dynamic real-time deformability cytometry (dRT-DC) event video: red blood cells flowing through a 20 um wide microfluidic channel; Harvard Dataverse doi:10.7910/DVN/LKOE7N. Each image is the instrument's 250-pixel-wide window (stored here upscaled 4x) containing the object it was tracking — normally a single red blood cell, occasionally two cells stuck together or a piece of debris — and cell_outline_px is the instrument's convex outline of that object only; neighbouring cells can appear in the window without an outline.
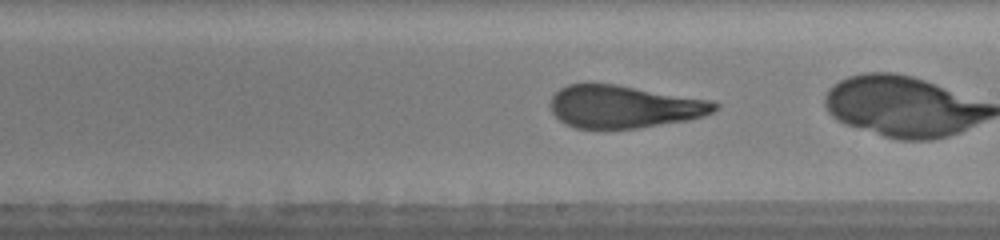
{"species": "human", "species_latin": "Homo sapiens", "temperature_condition": "warm", "stored_images_in_passage": 51, "camera_frame_rate_fps": 3000, "um_per_image_px": 0.085, "donor": {"sex": "male"}, "frame": {"image": 1, "passage_image": 38, "time_ms": 9.667, "image_size_px": [1000, 240], "cell_outline_px": [[720, 108], [704, 116], [688, 120], [636, 128], [576, 128], [560, 120], [552, 112], [552, 96], [560, 88], [568, 84], [616, 84], [712, 100], [720, 104]], "centroid_in_image_um": [53.1, 9.06], "position_along_channel_um": 235.9, "area_um2": 40.58}}